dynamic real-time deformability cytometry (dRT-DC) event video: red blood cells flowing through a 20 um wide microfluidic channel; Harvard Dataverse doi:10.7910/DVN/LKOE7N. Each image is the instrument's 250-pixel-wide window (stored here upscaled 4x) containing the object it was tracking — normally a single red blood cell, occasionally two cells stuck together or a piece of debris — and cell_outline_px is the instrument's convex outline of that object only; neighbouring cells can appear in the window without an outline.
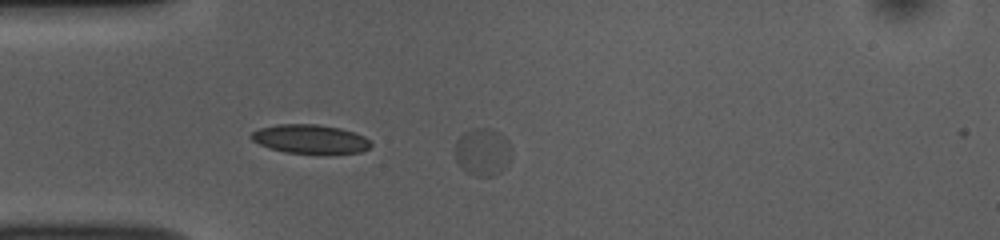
{"species": "common noctule bat (a hibernating species)", "species_latin": "Nyctalus noctula", "temperature_condition": "room temperature", "stored_images_in_passage": 2, "camera_frame_rate_fps": 3000, "um_per_image_px": 0.085, "animal": {"sex": "female", "body_mass_g": 10.0, "forearm_length_mm": 53.1}, "frame": {"image": 1, "passage_image": 1, "time_ms": 0.0, "image_size_px": [1000, 240], "cell_outline_px": [[512, 156], [508, 164], [500, 172], [492, 176], [476, 176], [468, 172], [456, 160], [456, 140], [464, 132], [476, 128], [488, 128], [504, 136], [508, 140], [512, 148]], "centroid_in_image_um": [41.07, 12.91], "position_along_channel_um": 43.9, "area_um2": 15.55}}